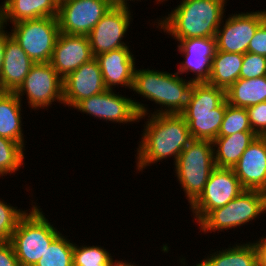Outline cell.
<instances>
[{
	"label": "cell",
	"mask_w": 266,
	"mask_h": 266,
	"mask_svg": "<svg viewBox=\"0 0 266 266\" xmlns=\"http://www.w3.org/2000/svg\"><path fill=\"white\" fill-rule=\"evenodd\" d=\"M149 115L136 153L139 172L168 157L174 158L175 165L183 149L194 140L188 124L180 114Z\"/></svg>",
	"instance_id": "1"
},
{
	"label": "cell",
	"mask_w": 266,
	"mask_h": 266,
	"mask_svg": "<svg viewBox=\"0 0 266 266\" xmlns=\"http://www.w3.org/2000/svg\"><path fill=\"white\" fill-rule=\"evenodd\" d=\"M227 0H182L167 17L156 22L170 36L179 39L215 37L225 18ZM224 17V18H223ZM160 26V27H159Z\"/></svg>",
	"instance_id": "2"
},
{
	"label": "cell",
	"mask_w": 266,
	"mask_h": 266,
	"mask_svg": "<svg viewBox=\"0 0 266 266\" xmlns=\"http://www.w3.org/2000/svg\"><path fill=\"white\" fill-rule=\"evenodd\" d=\"M132 90L160 105L161 110L153 114H181L190 105L195 82L183 79L177 72L136 68Z\"/></svg>",
	"instance_id": "3"
},
{
	"label": "cell",
	"mask_w": 266,
	"mask_h": 266,
	"mask_svg": "<svg viewBox=\"0 0 266 266\" xmlns=\"http://www.w3.org/2000/svg\"><path fill=\"white\" fill-rule=\"evenodd\" d=\"M227 105L226 90L207 82H195L190 105L180 114L193 139L213 141L218 137Z\"/></svg>",
	"instance_id": "4"
},
{
	"label": "cell",
	"mask_w": 266,
	"mask_h": 266,
	"mask_svg": "<svg viewBox=\"0 0 266 266\" xmlns=\"http://www.w3.org/2000/svg\"><path fill=\"white\" fill-rule=\"evenodd\" d=\"M38 205H33L15 228L11 243L19 266H35L49 248L51 242L61 233L51 225Z\"/></svg>",
	"instance_id": "5"
},
{
	"label": "cell",
	"mask_w": 266,
	"mask_h": 266,
	"mask_svg": "<svg viewBox=\"0 0 266 266\" xmlns=\"http://www.w3.org/2000/svg\"><path fill=\"white\" fill-rule=\"evenodd\" d=\"M213 143L194 139L178 156L175 173L190 206L203 193L205 185L216 168Z\"/></svg>",
	"instance_id": "6"
},
{
	"label": "cell",
	"mask_w": 266,
	"mask_h": 266,
	"mask_svg": "<svg viewBox=\"0 0 266 266\" xmlns=\"http://www.w3.org/2000/svg\"><path fill=\"white\" fill-rule=\"evenodd\" d=\"M262 213H266V193L259 190H244L225 206L212 210L199 223V228L204 233L222 232L243 226Z\"/></svg>",
	"instance_id": "7"
},
{
	"label": "cell",
	"mask_w": 266,
	"mask_h": 266,
	"mask_svg": "<svg viewBox=\"0 0 266 266\" xmlns=\"http://www.w3.org/2000/svg\"><path fill=\"white\" fill-rule=\"evenodd\" d=\"M10 35L34 63H49L60 33L57 17L16 22Z\"/></svg>",
	"instance_id": "8"
},
{
	"label": "cell",
	"mask_w": 266,
	"mask_h": 266,
	"mask_svg": "<svg viewBox=\"0 0 266 266\" xmlns=\"http://www.w3.org/2000/svg\"><path fill=\"white\" fill-rule=\"evenodd\" d=\"M113 90L106 89L95 96L83 99L74 108L87 115L98 117L100 120L123 124L139 122L149 114L144 104L116 94Z\"/></svg>",
	"instance_id": "9"
},
{
	"label": "cell",
	"mask_w": 266,
	"mask_h": 266,
	"mask_svg": "<svg viewBox=\"0 0 266 266\" xmlns=\"http://www.w3.org/2000/svg\"><path fill=\"white\" fill-rule=\"evenodd\" d=\"M15 94L21 101L26 94L29 108L47 110L56 100L63 104V79L50 63H35Z\"/></svg>",
	"instance_id": "10"
},
{
	"label": "cell",
	"mask_w": 266,
	"mask_h": 266,
	"mask_svg": "<svg viewBox=\"0 0 266 266\" xmlns=\"http://www.w3.org/2000/svg\"><path fill=\"white\" fill-rule=\"evenodd\" d=\"M244 190L232 168L216 167L203 193L190 206L194 220L199 224L212 210L225 206Z\"/></svg>",
	"instance_id": "11"
},
{
	"label": "cell",
	"mask_w": 266,
	"mask_h": 266,
	"mask_svg": "<svg viewBox=\"0 0 266 266\" xmlns=\"http://www.w3.org/2000/svg\"><path fill=\"white\" fill-rule=\"evenodd\" d=\"M111 7L109 0H59V31L87 36Z\"/></svg>",
	"instance_id": "12"
},
{
	"label": "cell",
	"mask_w": 266,
	"mask_h": 266,
	"mask_svg": "<svg viewBox=\"0 0 266 266\" xmlns=\"http://www.w3.org/2000/svg\"><path fill=\"white\" fill-rule=\"evenodd\" d=\"M266 20L265 11L230 14L216 31V50L245 54L257 28Z\"/></svg>",
	"instance_id": "13"
},
{
	"label": "cell",
	"mask_w": 266,
	"mask_h": 266,
	"mask_svg": "<svg viewBox=\"0 0 266 266\" xmlns=\"http://www.w3.org/2000/svg\"><path fill=\"white\" fill-rule=\"evenodd\" d=\"M131 11L128 7L112 6L87 35L93 57L99 54L129 47L125 37L131 23Z\"/></svg>",
	"instance_id": "14"
},
{
	"label": "cell",
	"mask_w": 266,
	"mask_h": 266,
	"mask_svg": "<svg viewBox=\"0 0 266 266\" xmlns=\"http://www.w3.org/2000/svg\"><path fill=\"white\" fill-rule=\"evenodd\" d=\"M106 89L99 62L94 57L63 79V104L72 108Z\"/></svg>",
	"instance_id": "15"
},
{
	"label": "cell",
	"mask_w": 266,
	"mask_h": 266,
	"mask_svg": "<svg viewBox=\"0 0 266 266\" xmlns=\"http://www.w3.org/2000/svg\"><path fill=\"white\" fill-rule=\"evenodd\" d=\"M178 52L185 57L181 62L177 73L195 74L191 81L202 83L208 82L211 72L212 58L216 52L215 37L179 39Z\"/></svg>",
	"instance_id": "16"
},
{
	"label": "cell",
	"mask_w": 266,
	"mask_h": 266,
	"mask_svg": "<svg viewBox=\"0 0 266 266\" xmlns=\"http://www.w3.org/2000/svg\"><path fill=\"white\" fill-rule=\"evenodd\" d=\"M92 58L94 57L87 36L59 33L49 63L64 79Z\"/></svg>",
	"instance_id": "17"
},
{
	"label": "cell",
	"mask_w": 266,
	"mask_h": 266,
	"mask_svg": "<svg viewBox=\"0 0 266 266\" xmlns=\"http://www.w3.org/2000/svg\"><path fill=\"white\" fill-rule=\"evenodd\" d=\"M232 169L245 190L266 193V143L261 136L247 147Z\"/></svg>",
	"instance_id": "18"
},
{
	"label": "cell",
	"mask_w": 266,
	"mask_h": 266,
	"mask_svg": "<svg viewBox=\"0 0 266 266\" xmlns=\"http://www.w3.org/2000/svg\"><path fill=\"white\" fill-rule=\"evenodd\" d=\"M95 58L99 62L107 89L112 90L116 85H122L132 90L136 65L135 58L129 47L102 53Z\"/></svg>",
	"instance_id": "19"
},
{
	"label": "cell",
	"mask_w": 266,
	"mask_h": 266,
	"mask_svg": "<svg viewBox=\"0 0 266 266\" xmlns=\"http://www.w3.org/2000/svg\"><path fill=\"white\" fill-rule=\"evenodd\" d=\"M35 63L10 35L6 40L0 72V84L4 91L15 92L23 83Z\"/></svg>",
	"instance_id": "20"
},
{
	"label": "cell",
	"mask_w": 266,
	"mask_h": 266,
	"mask_svg": "<svg viewBox=\"0 0 266 266\" xmlns=\"http://www.w3.org/2000/svg\"><path fill=\"white\" fill-rule=\"evenodd\" d=\"M59 0H5L0 6V23L7 25L41 17H57Z\"/></svg>",
	"instance_id": "21"
},
{
	"label": "cell",
	"mask_w": 266,
	"mask_h": 266,
	"mask_svg": "<svg viewBox=\"0 0 266 266\" xmlns=\"http://www.w3.org/2000/svg\"><path fill=\"white\" fill-rule=\"evenodd\" d=\"M256 137L257 135L253 131H242L229 136L216 137L212 141L216 167L233 168Z\"/></svg>",
	"instance_id": "22"
},
{
	"label": "cell",
	"mask_w": 266,
	"mask_h": 266,
	"mask_svg": "<svg viewBox=\"0 0 266 266\" xmlns=\"http://www.w3.org/2000/svg\"><path fill=\"white\" fill-rule=\"evenodd\" d=\"M21 107V100L15 92L4 91L0 95V137L18 142L25 148Z\"/></svg>",
	"instance_id": "23"
},
{
	"label": "cell",
	"mask_w": 266,
	"mask_h": 266,
	"mask_svg": "<svg viewBox=\"0 0 266 266\" xmlns=\"http://www.w3.org/2000/svg\"><path fill=\"white\" fill-rule=\"evenodd\" d=\"M226 100L234 107L248 108L266 101V75L239 78L226 90Z\"/></svg>",
	"instance_id": "24"
},
{
	"label": "cell",
	"mask_w": 266,
	"mask_h": 266,
	"mask_svg": "<svg viewBox=\"0 0 266 266\" xmlns=\"http://www.w3.org/2000/svg\"><path fill=\"white\" fill-rule=\"evenodd\" d=\"M244 54L216 50L208 84L227 90L240 78Z\"/></svg>",
	"instance_id": "25"
},
{
	"label": "cell",
	"mask_w": 266,
	"mask_h": 266,
	"mask_svg": "<svg viewBox=\"0 0 266 266\" xmlns=\"http://www.w3.org/2000/svg\"><path fill=\"white\" fill-rule=\"evenodd\" d=\"M196 266H257V256L252 242L230 246L204 258Z\"/></svg>",
	"instance_id": "26"
},
{
	"label": "cell",
	"mask_w": 266,
	"mask_h": 266,
	"mask_svg": "<svg viewBox=\"0 0 266 266\" xmlns=\"http://www.w3.org/2000/svg\"><path fill=\"white\" fill-rule=\"evenodd\" d=\"M74 243L60 233L35 266H73Z\"/></svg>",
	"instance_id": "27"
},
{
	"label": "cell",
	"mask_w": 266,
	"mask_h": 266,
	"mask_svg": "<svg viewBox=\"0 0 266 266\" xmlns=\"http://www.w3.org/2000/svg\"><path fill=\"white\" fill-rule=\"evenodd\" d=\"M25 148L18 142L0 137V175L12 174L23 164ZM5 174V175H4Z\"/></svg>",
	"instance_id": "28"
},
{
	"label": "cell",
	"mask_w": 266,
	"mask_h": 266,
	"mask_svg": "<svg viewBox=\"0 0 266 266\" xmlns=\"http://www.w3.org/2000/svg\"><path fill=\"white\" fill-rule=\"evenodd\" d=\"M74 243L73 266H111V254L101 246H79Z\"/></svg>",
	"instance_id": "29"
},
{
	"label": "cell",
	"mask_w": 266,
	"mask_h": 266,
	"mask_svg": "<svg viewBox=\"0 0 266 266\" xmlns=\"http://www.w3.org/2000/svg\"><path fill=\"white\" fill-rule=\"evenodd\" d=\"M242 131H252L247 109L228 104L218 136H229Z\"/></svg>",
	"instance_id": "30"
},
{
	"label": "cell",
	"mask_w": 266,
	"mask_h": 266,
	"mask_svg": "<svg viewBox=\"0 0 266 266\" xmlns=\"http://www.w3.org/2000/svg\"><path fill=\"white\" fill-rule=\"evenodd\" d=\"M27 213L0 200V242L11 241L19 220Z\"/></svg>",
	"instance_id": "31"
},
{
	"label": "cell",
	"mask_w": 266,
	"mask_h": 266,
	"mask_svg": "<svg viewBox=\"0 0 266 266\" xmlns=\"http://www.w3.org/2000/svg\"><path fill=\"white\" fill-rule=\"evenodd\" d=\"M266 75V57L246 52L244 54L240 78L253 79Z\"/></svg>",
	"instance_id": "32"
},
{
	"label": "cell",
	"mask_w": 266,
	"mask_h": 266,
	"mask_svg": "<svg viewBox=\"0 0 266 266\" xmlns=\"http://www.w3.org/2000/svg\"><path fill=\"white\" fill-rule=\"evenodd\" d=\"M252 131L261 136L266 134V101L246 108Z\"/></svg>",
	"instance_id": "33"
},
{
	"label": "cell",
	"mask_w": 266,
	"mask_h": 266,
	"mask_svg": "<svg viewBox=\"0 0 266 266\" xmlns=\"http://www.w3.org/2000/svg\"><path fill=\"white\" fill-rule=\"evenodd\" d=\"M248 52L266 57V20L257 28L249 43Z\"/></svg>",
	"instance_id": "34"
},
{
	"label": "cell",
	"mask_w": 266,
	"mask_h": 266,
	"mask_svg": "<svg viewBox=\"0 0 266 266\" xmlns=\"http://www.w3.org/2000/svg\"><path fill=\"white\" fill-rule=\"evenodd\" d=\"M0 266H19L12 243L0 242Z\"/></svg>",
	"instance_id": "35"
},
{
	"label": "cell",
	"mask_w": 266,
	"mask_h": 266,
	"mask_svg": "<svg viewBox=\"0 0 266 266\" xmlns=\"http://www.w3.org/2000/svg\"><path fill=\"white\" fill-rule=\"evenodd\" d=\"M258 241H253V246L257 256V266H266V237H260Z\"/></svg>",
	"instance_id": "36"
},
{
	"label": "cell",
	"mask_w": 266,
	"mask_h": 266,
	"mask_svg": "<svg viewBox=\"0 0 266 266\" xmlns=\"http://www.w3.org/2000/svg\"><path fill=\"white\" fill-rule=\"evenodd\" d=\"M5 28L6 26L0 23V72L4 59L6 40L10 36V34L4 30Z\"/></svg>",
	"instance_id": "37"
},
{
	"label": "cell",
	"mask_w": 266,
	"mask_h": 266,
	"mask_svg": "<svg viewBox=\"0 0 266 266\" xmlns=\"http://www.w3.org/2000/svg\"><path fill=\"white\" fill-rule=\"evenodd\" d=\"M112 6H117V7H129V4L127 1L129 0H109ZM130 1H135V0H130ZM141 1V0H137Z\"/></svg>",
	"instance_id": "38"
},
{
	"label": "cell",
	"mask_w": 266,
	"mask_h": 266,
	"mask_svg": "<svg viewBox=\"0 0 266 266\" xmlns=\"http://www.w3.org/2000/svg\"><path fill=\"white\" fill-rule=\"evenodd\" d=\"M111 266H136L135 263H132L131 262H125L123 260H119V261H116V260H113L112 262V265ZM138 266V265H137Z\"/></svg>",
	"instance_id": "39"
},
{
	"label": "cell",
	"mask_w": 266,
	"mask_h": 266,
	"mask_svg": "<svg viewBox=\"0 0 266 266\" xmlns=\"http://www.w3.org/2000/svg\"><path fill=\"white\" fill-rule=\"evenodd\" d=\"M261 137L264 139V141L266 143V134L261 135Z\"/></svg>",
	"instance_id": "40"
},
{
	"label": "cell",
	"mask_w": 266,
	"mask_h": 266,
	"mask_svg": "<svg viewBox=\"0 0 266 266\" xmlns=\"http://www.w3.org/2000/svg\"><path fill=\"white\" fill-rule=\"evenodd\" d=\"M4 92V90L2 89L1 87V84H0V95Z\"/></svg>",
	"instance_id": "41"
},
{
	"label": "cell",
	"mask_w": 266,
	"mask_h": 266,
	"mask_svg": "<svg viewBox=\"0 0 266 266\" xmlns=\"http://www.w3.org/2000/svg\"><path fill=\"white\" fill-rule=\"evenodd\" d=\"M156 2H157V4L158 3H160V2H163V1H167V0H155ZM159 1V2H158Z\"/></svg>",
	"instance_id": "42"
}]
</instances>
